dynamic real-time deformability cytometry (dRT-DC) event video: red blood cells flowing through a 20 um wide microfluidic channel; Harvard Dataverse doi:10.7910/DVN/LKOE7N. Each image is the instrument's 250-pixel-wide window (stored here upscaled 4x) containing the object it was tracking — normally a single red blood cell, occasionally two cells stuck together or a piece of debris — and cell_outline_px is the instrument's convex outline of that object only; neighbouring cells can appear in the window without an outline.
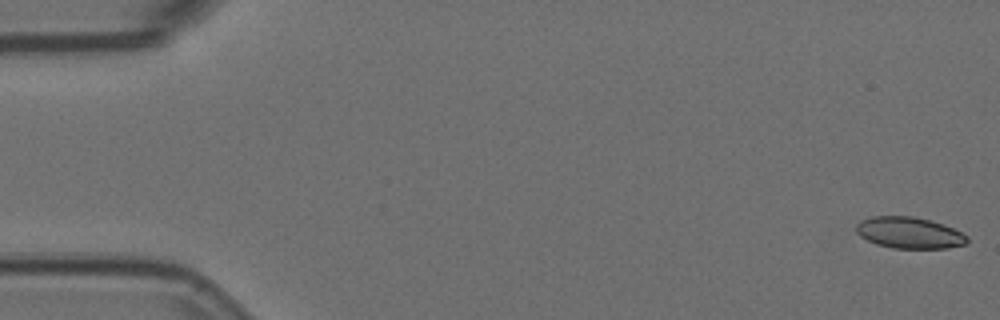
{"species": "Egyptian fruit bat (a non-hibernating species)", "species_latin": "Rousettus aegyptiacus", "temperature_condition": "room temperature", "stored_images_in_passage": 56, "camera_frame_rate_fps": 3000, "um_per_image_px": 0.085, "animal": {"sex": "female"}, "frame": {"image": 1, "passage_image": 1, "time_ms": 0.0, "image_size_px": [1000, 320], "cell_outline_px": [[968, 240], [964, 244], [948, 248], [892, 248], [876, 244], [860, 236], [856, 232], [856, 224], [860, 220], [872, 216], [912, 216], [932, 220], [944, 224], [968, 236]], "centroid_in_image_um": [77.27, 19.77], "position_along_channel_um": 7.7, "area_um2": 20.35}}
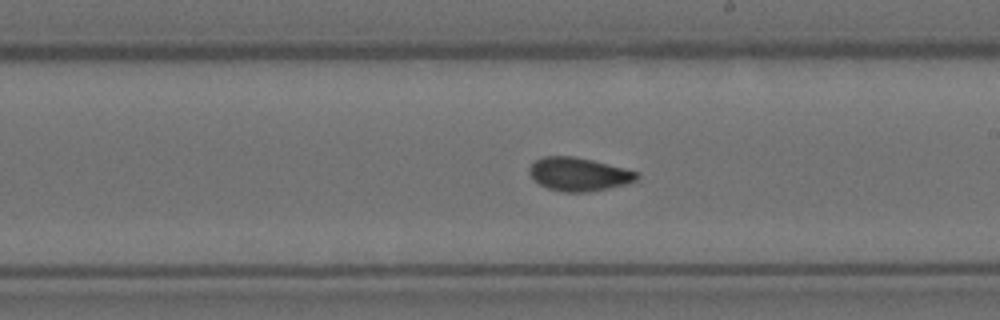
{"frame": {"image": 2, "passage_image": 32, "time_ms": 10.333, "image_size_px": [1000, 320], "cell_outline_px": [[640, 176], [636, 180], [624, 184], [608, 188], [588, 192], [564, 192], [548, 188], [540, 184], [528, 172], [528, 168], [536, 160], [544, 156], [572, 156], [592, 160], [640, 172]], "centroid_in_image_um": [49.21, 14.8], "position_along_channel_um": 239.8, "area_um2": 20.75}}
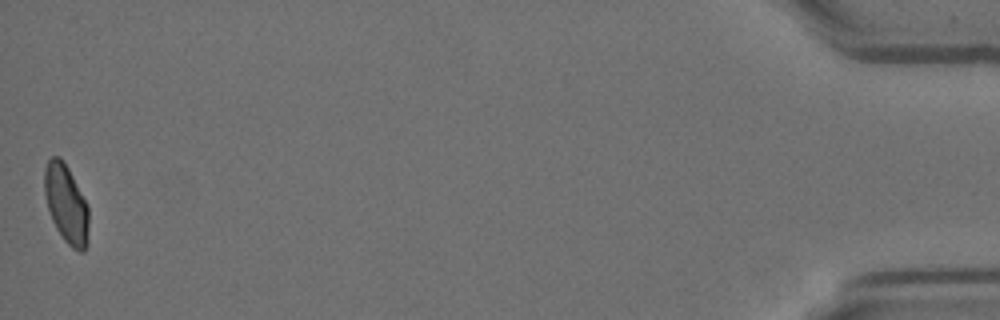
{"frame": {"image": 3, "passage_image": 56, "time_ms": 18.333, "image_size_px": [1000, 320], "cell_outline_px": [[88, 244], [84, 252], [80, 252], [72, 248], [64, 240], [56, 228], [52, 220], [48, 208], [44, 192], [44, 168], [48, 160], [52, 156], [60, 156], [68, 168], [88, 208]], "centroid_in_image_um": [5.61, 17.35], "position_along_channel_um": 429.6, "area_um2": 20.11}, "authors_computed_cell_mechanics": {"area_um2": 20.7213, "velocity_mm_per_s": 3.6023, "shape_relaxation_time_tau1_ms": null, "shape_relaxation_time_tau2_ms": 1.7929, "deformation_change_tau1": null, "deformation_change_tau2": 0.0596}}